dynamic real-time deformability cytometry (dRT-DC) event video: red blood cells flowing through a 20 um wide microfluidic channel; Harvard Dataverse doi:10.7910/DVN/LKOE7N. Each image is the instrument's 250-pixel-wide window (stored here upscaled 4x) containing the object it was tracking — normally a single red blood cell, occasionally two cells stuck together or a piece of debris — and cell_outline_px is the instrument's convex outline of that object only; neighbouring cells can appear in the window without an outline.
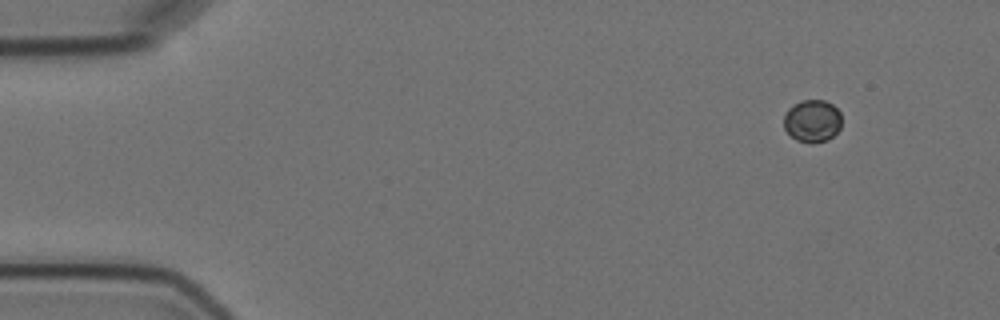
{"species": "Egyptian fruit bat (a non-hibernating species)", "species_latin": "Rousettus aegyptiacus", "temperature_condition": "cold", "stored_images_in_passage": 6, "camera_frame_rate_fps": 3000, "um_per_image_px": 0.085, "animal": {"sex": "female"}, "frame": {"image": 1, "passage_image": 1, "time_ms": 0.0, "image_size_px": [1000, 320], "cell_outline_px": [[840, 128], [828, 140], [812, 144], [796, 140], [784, 128], [784, 112], [792, 104], [800, 100], [824, 100], [832, 104], [840, 112]], "centroid_in_image_um": [69.02, 10.27], "position_along_channel_um": 16.0, "area_um2": 14.45}}
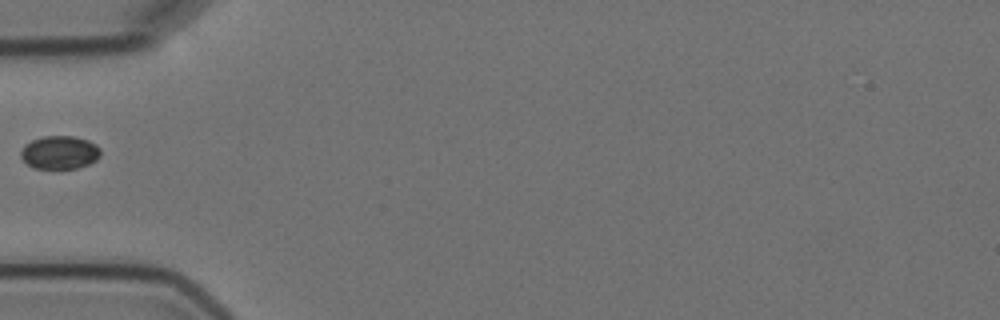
{"frame": {"image": 2, "passage_image": 5, "time_ms": 4.667, "image_size_px": [1000, 320], "cell_outline_px": [[100, 156], [96, 160], [88, 164], [76, 168], [36, 168], [28, 164], [20, 156], [20, 152], [24, 144], [32, 140], [44, 136], [72, 136], [88, 140], [96, 144], [100, 148]], "centroid_in_image_um": [5.07, 12.94], "position_along_channel_um": 79.9, "area_um2": 15.37}}
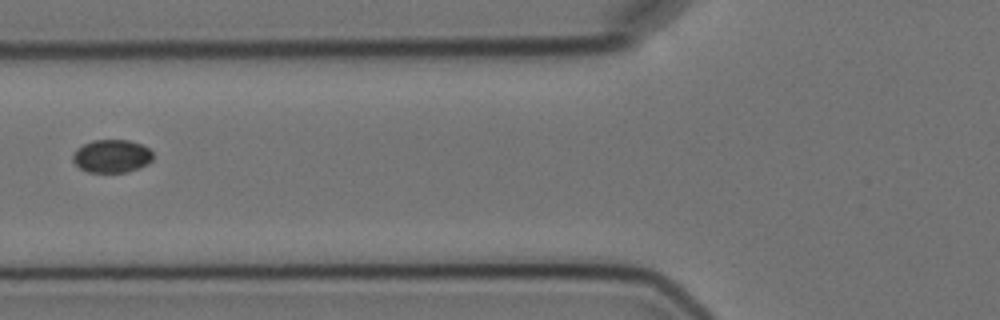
{"frame": {"image": 3, "passage_image": 6, "time_ms": 5.667, "image_size_px": [1000, 320], "cell_outline_px": [[152, 160], [148, 164], [140, 168], [124, 172], [88, 172], [80, 168], [72, 160], [72, 156], [76, 148], [92, 140], [128, 140], [140, 144], [148, 148], [152, 152]], "centroid_in_image_um": [9.49, 13.27], "position_along_channel_um": 116.3, "area_um2": 15.43}}